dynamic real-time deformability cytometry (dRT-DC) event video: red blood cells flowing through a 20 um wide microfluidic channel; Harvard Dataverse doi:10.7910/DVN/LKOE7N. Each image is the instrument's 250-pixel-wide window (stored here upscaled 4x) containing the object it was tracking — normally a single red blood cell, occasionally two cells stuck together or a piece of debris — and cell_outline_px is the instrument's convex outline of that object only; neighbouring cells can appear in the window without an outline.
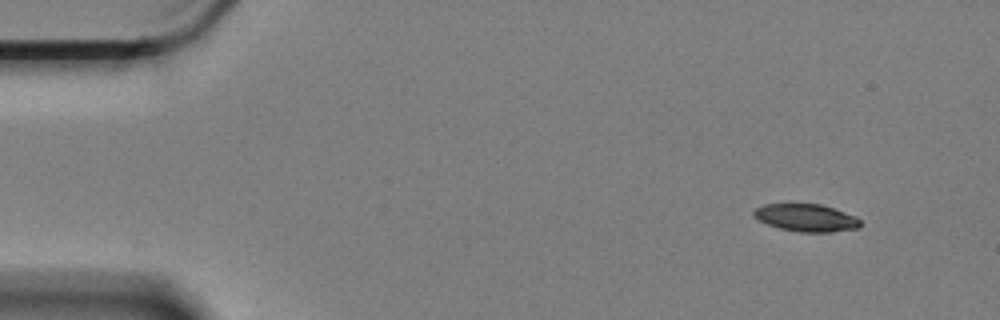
{"species": "Egyptian fruit bat (a non-hibernating species)", "species_latin": "Rousettus aegyptiacus", "temperature_condition": "cold", "stored_images_in_passage": 9, "camera_frame_rate_fps": 3000, "um_per_image_px": 0.085, "animal": {"sex": "female"}, "frame": {"image": 1, "passage_image": 1, "time_ms": 0.0, "image_size_px": [1000, 320], "cell_outline_px": [[860, 228], [832, 232], [800, 232], [780, 228], [768, 224], [752, 216], [752, 212], [756, 208], [764, 204], [820, 204], [856, 216], [860, 220]], "centroid_in_image_um": [68.53, 18.51], "position_along_channel_um": 16.5, "area_um2": 16.99}}
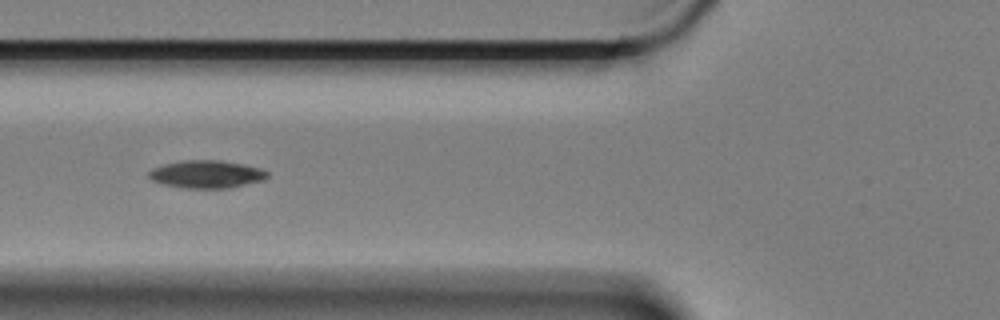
{"frame": {"image": 2, "passage_image": 6, "time_ms": 1.667, "image_size_px": [1000, 320], "cell_outline_px": [[268, 176], [264, 180], [232, 188], [184, 188], [164, 184], [152, 180], [148, 176], [148, 172], [152, 168], [164, 164], [184, 160], [220, 160], [244, 164], [260, 168], [268, 172]], "centroid_in_image_um": [17.57, 14.81], "position_along_channel_um": 108.2, "area_um2": 19.25}}
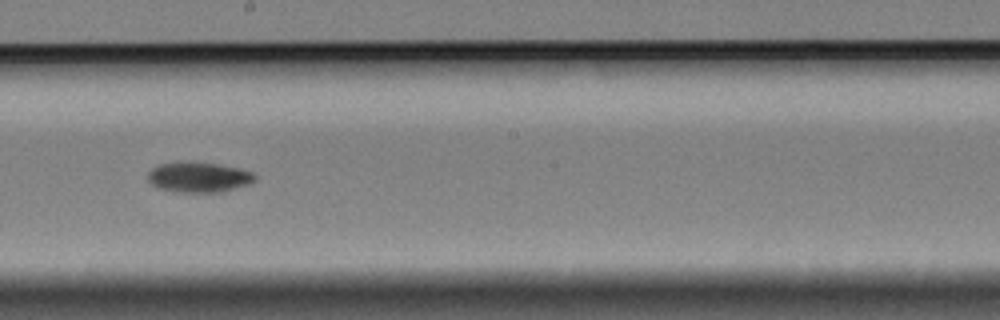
{"frame": {"image": 3, "passage_image": 9, "time_ms": 2.667, "image_size_px": [1000, 320], "cell_outline_px": [[256, 180], [248, 184], [220, 192], [172, 192], [156, 188], [148, 180], [148, 172], [152, 168], [160, 164], [216, 164], [236, 168], [252, 172], [256, 176]], "centroid_in_image_um": [16.87, 15.11], "position_along_channel_um": 231.3, "area_um2": 18.21}}